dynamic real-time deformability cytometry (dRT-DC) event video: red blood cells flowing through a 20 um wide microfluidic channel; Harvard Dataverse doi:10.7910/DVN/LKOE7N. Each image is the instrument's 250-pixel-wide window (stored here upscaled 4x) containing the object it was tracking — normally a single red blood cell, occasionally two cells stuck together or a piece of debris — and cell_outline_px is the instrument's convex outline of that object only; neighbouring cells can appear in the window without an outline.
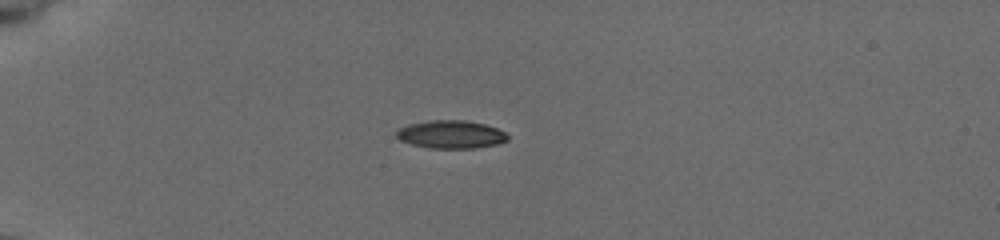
{"species": "common noctule bat (a hibernating species)", "species_latin": "Nyctalus noctula", "temperature_condition": "cold", "stored_images_in_passage": 39, "camera_frame_rate_fps": 3000, "um_per_image_px": 0.085, "animal": {"sex": "female", "body_mass_g": 19.5, "forearm_length_mm": 54.1}, "frame": {"image": 1, "passage_image": 1, "time_ms": 0.0, "image_size_px": [1000, 240], "cell_outline_px": [[508, 140], [496, 144], [476, 148], [428, 148], [412, 144], [400, 140], [396, 136], [396, 132], [400, 128], [408, 124], [428, 120], [464, 120], [484, 124], [508, 132]], "centroid_in_image_um": [38.34, 11.42], "position_along_channel_um": 46.7, "area_um2": 18.21}}
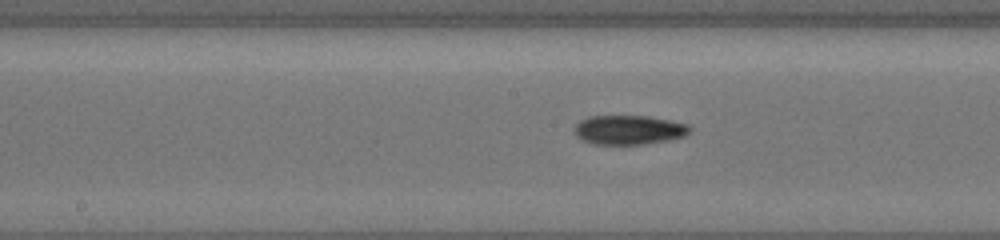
{"frame": {"image": 2, "passage_image": 24, "time_ms": 5.0, "image_size_px": [1000, 240], "cell_outline_px": [[692, 132], [684, 136], [668, 140], [644, 144], [592, 144], [576, 136], [576, 124], [580, 120], [588, 116], [648, 116], [672, 120], [688, 124], [692, 128]], "centroid_in_image_um": [53.51, 11.03], "position_along_channel_um": 194.7, "area_um2": 19.77}}
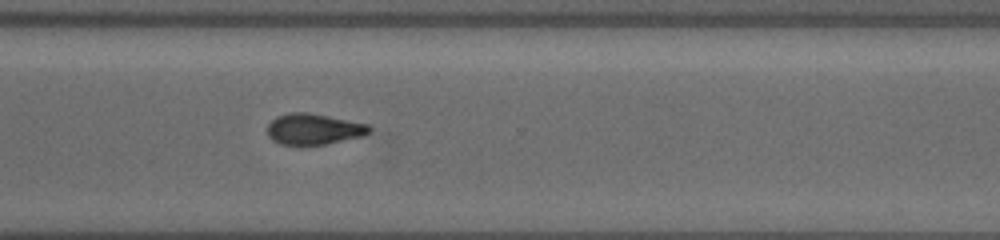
{"frame": {"image": 3, "passage_image": 39, "time_ms": 9.0, "image_size_px": [1000, 240], "cell_outline_px": [[372, 128], [364, 136], [324, 144], [280, 144], [272, 140], [268, 136], [268, 124], [276, 116], [292, 112], [308, 112], [368, 124]], "centroid_in_image_um": [26.65, 10.96], "position_along_channel_um": 343.9, "area_um2": 18.21}}